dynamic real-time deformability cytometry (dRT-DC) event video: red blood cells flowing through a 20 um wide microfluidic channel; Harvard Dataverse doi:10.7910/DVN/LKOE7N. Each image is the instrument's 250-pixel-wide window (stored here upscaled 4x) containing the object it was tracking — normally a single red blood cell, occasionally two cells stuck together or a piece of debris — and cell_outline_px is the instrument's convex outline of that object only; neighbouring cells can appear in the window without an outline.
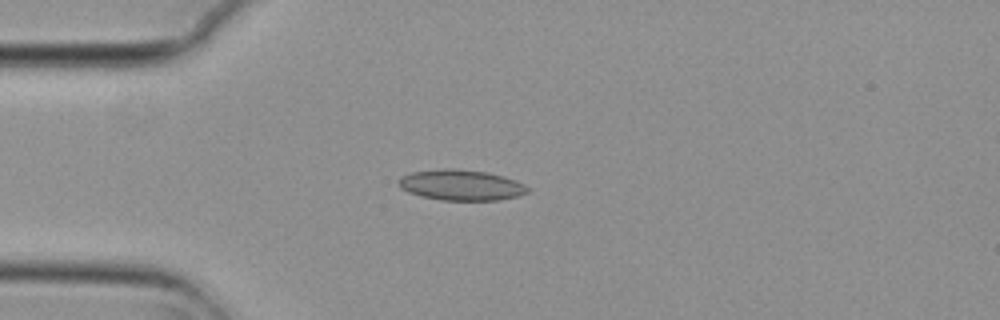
{"species": "common noctule bat (a hibernating species)", "species_latin": "Nyctalus noctula", "temperature_condition": "cold", "stored_images_in_passage": 4, "camera_frame_rate_fps": 3000, "um_per_image_px": 0.085, "animal": {"sex": "female", "body_mass_g": 29.2, "forearm_length_mm": 56.3}, "frame": {"image": 1, "passage_image": 3, "time_ms": 0.667, "image_size_px": [1000, 320], "cell_outline_px": [[528, 192], [520, 196], [500, 200], [440, 200], [420, 196], [408, 192], [400, 188], [396, 184], [396, 180], [400, 176], [412, 172], [444, 168], [452, 168], [488, 172], [504, 176], [516, 180], [524, 184], [528, 188]], "centroid_in_image_um": [39.16, 15.73], "position_along_channel_um": 45.8, "area_um2": 23.41}}